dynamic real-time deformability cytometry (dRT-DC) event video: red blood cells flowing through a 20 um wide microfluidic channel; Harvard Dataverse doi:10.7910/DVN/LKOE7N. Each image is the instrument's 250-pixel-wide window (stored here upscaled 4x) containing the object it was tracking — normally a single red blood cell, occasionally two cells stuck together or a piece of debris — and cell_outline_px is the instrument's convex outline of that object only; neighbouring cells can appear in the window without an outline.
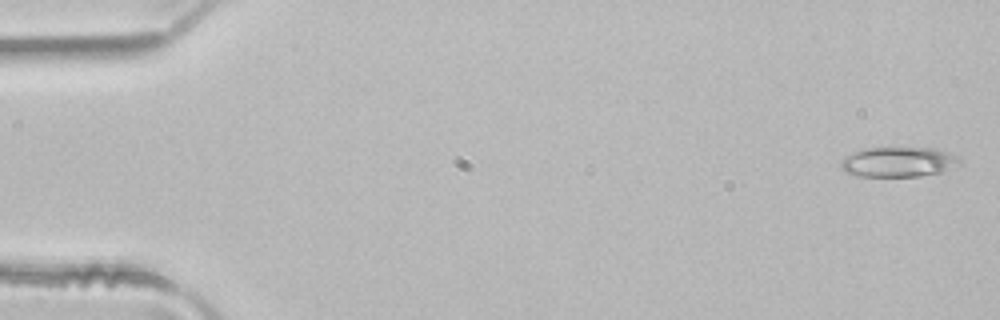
{"species": "common noctule bat (a hibernating species)", "species_latin": "Nyctalus noctula", "temperature_condition": "room temperature", "stored_images_in_passage": 50, "camera_frame_rate_fps": 3000, "um_per_image_px": 0.085, "animal": {"sex": "male", "body_mass_g": 21.5, "forearm_length_mm": 52.0}, "frame": {"image": 1, "passage_image": 1, "time_ms": 0.0, "image_size_px": [1000, 320], "cell_outline_px": [[964, 160], [960, 164], [944, 172], [920, 176], [856, 176], [844, 172], [840, 164], [840, 160], [844, 156], [852, 152], [868, 148], [936, 148], [948, 152]], "centroid_in_image_um": [76.38, 13.77], "position_along_channel_um": 8.6, "area_um2": 21.04}}
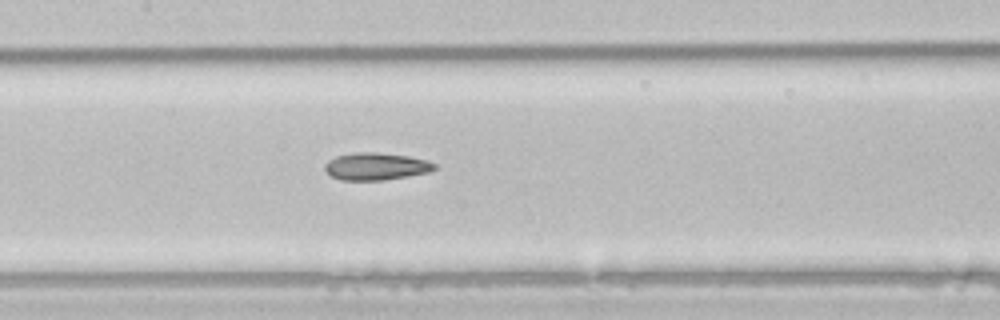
{"frame": {"image": 2, "passage_image": 23, "time_ms": 7.333, "image_size_px": [1000, 320], "cell_outline_px": [[436, 168], [428, 172], [408, 176], [384, 180], [340, 180], [332, 176], [324, 168], [324, 164], [328, 160], [336, 156], [356, 152], [376, 152], [408, 156], [428, 160], [436, 164]], "centroid_in_image_um": [31.96, 14.14], "position_along_channel_um": 175.4, "area_um2": 17.46}}
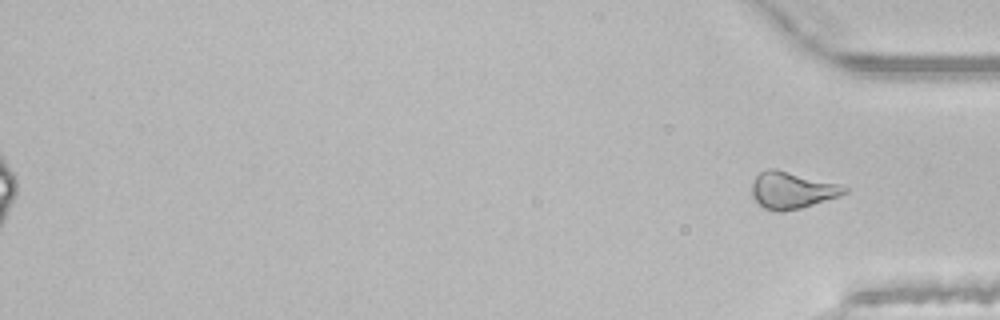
{"frame": {"image": 3, "passage_image": 50, "time_ms": 16.333, "image_size_px": [1000, 320], "cell_outline_px": [[848, 192], [840, 196], [800, 208], [780, 212], [776, 212], [764, 208], [752, 196], [752, 180], [760, 172], [768, 168], [776, 168], [844, 184], [848, 188]], "centroid_in_image_um": [67.36, 16.14], "position_along_channel_um": 367.8, "area_um2": 20.23}, "authors_computed_cell_mechanics": {"area_um2": 19.4208, "velocity_mm_per_s": 4.139, "shape_relaxation_time_tau1_ms": null, "shape_relaxation_time_tau2_ms": 4.7712, "deformation_change_tau1": null, "deformation_change_tau2": 0.1331}}